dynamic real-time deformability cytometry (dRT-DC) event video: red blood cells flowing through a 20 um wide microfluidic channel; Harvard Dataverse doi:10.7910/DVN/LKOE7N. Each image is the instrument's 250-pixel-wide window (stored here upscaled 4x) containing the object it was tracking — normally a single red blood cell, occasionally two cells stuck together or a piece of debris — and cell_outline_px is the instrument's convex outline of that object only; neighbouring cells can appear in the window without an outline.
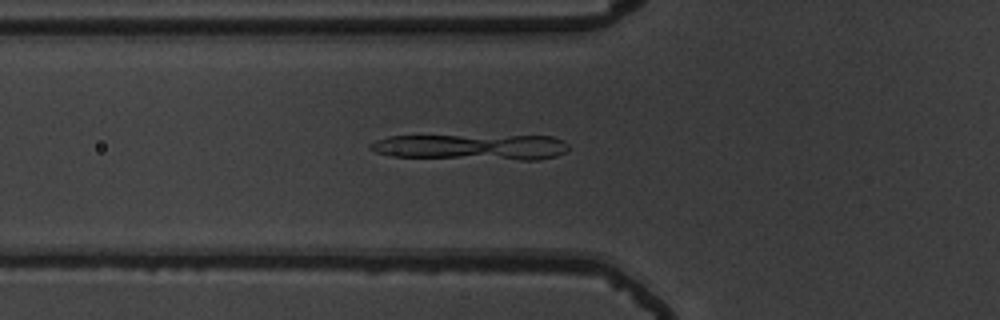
{"species": "common noctule bat (a hibernating species)", "species_latin": "Nyctalus noctula", "temperature_condition": "warm", "stored_images_in_passage": 54, "camera_frame_rate_fps": 3000, "um_per_image_px": 0.085, "animal": {"sex": "male", "body_mass_g": 19.5, "forearm_length_mm": 54.6}, "frame": {"image": 1, "passage_image": 20, "time_ms": 6.333, "image_size_px": [1000, 320], "cell_outline_px": [[568, 148], [564, 152], [556, 156], [536, 160], [520, 160], [388, 156], [376, 152], [368, 148], [368, 144], [376, 140], [388, 136], [552, 136], [564, 140], [568, 144]], "centroid_in_image_um": [40.07, 12.5], "position_along_channel_um": 85.7, "area_um2": 29.88}}
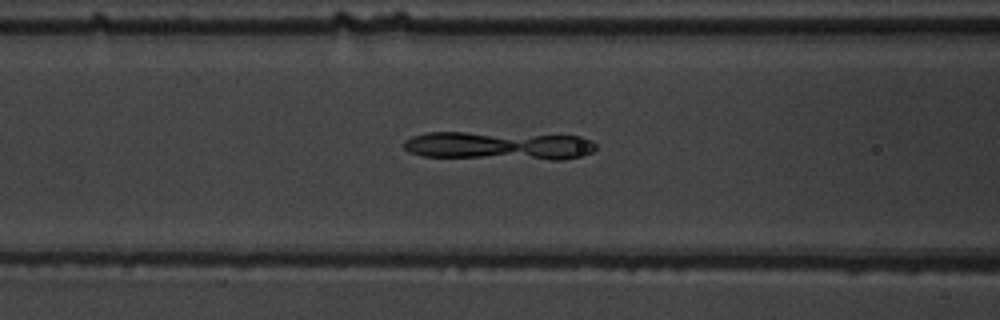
{"frame": {"image": 2, "passage_image": 23, "time_ms": 7.333, "image_size_px": [1000, 320], "cell_outline_px": [[596, 148], [592, 152], [580, 156], [564, 160], [552, 160], [424, 156], [408, 152], [404, 148], [404, 140], [412, 136], [428, 132], [464, 132], [580, 136], [592, 140], [596, 144]], "centroid_in_image_um": [42.41, 12.39], "position_along_channel_um": 124.2, "area_um2": 31.91}}